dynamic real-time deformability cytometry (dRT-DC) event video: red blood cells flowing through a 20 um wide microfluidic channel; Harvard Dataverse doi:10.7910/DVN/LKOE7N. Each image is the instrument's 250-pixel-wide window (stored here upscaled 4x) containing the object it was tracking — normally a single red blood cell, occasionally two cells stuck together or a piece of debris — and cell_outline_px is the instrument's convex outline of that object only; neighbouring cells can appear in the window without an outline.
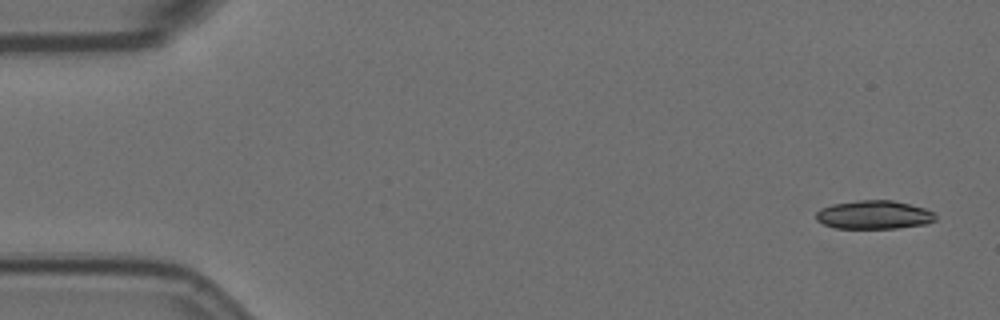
{"species": "Egyptian fruit bat (a non-hibernating species)", "species_latin": "Rousettus aegyptiacus", "temperature_condition": "room temperature", "stored_images_in_passage": 55, "camera_frame_rate_fps": 3000, "um_per_image_px": 0.085, "animal": {"sex": "female"}, "frame": {"image": 1, "passage_image": 1, "time_ms": 0.0, "image_size_px": [1000, 320], "cell_outline_px": [[936, 220], [924, 224], [896, 228], [836, 228], [824, 224], [816, 220], [816, 212], [820, 208], [832, 204], [856, 200], [892, 200], [924, 208], [932, 212], [936, 216]], "centroid_in_image_um": [74.25, 18.25], "position_along_channel_um": 10.7, "area_um2": 19.77}}
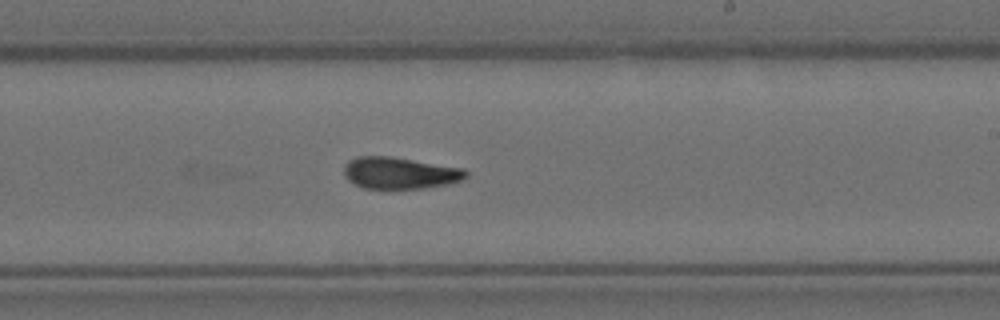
{"frame": {"image": 2, "passage_image": 32, "time_ms": 10.333, "image_size_px": [1000, 320], "cell_outline_px": [[468, 176], [464, 180], [448, 184], [424, 188], [364, 188], [352, 184], [348, 180], [344, 172], [344, 168], [348, 160], [356, 156], [392, 156], [464, 168], [468, 172]], "centroid_in_image_um": [34.01, 14.7], "position_along_channel_um": 255.0, "area_um2": 22.77}}
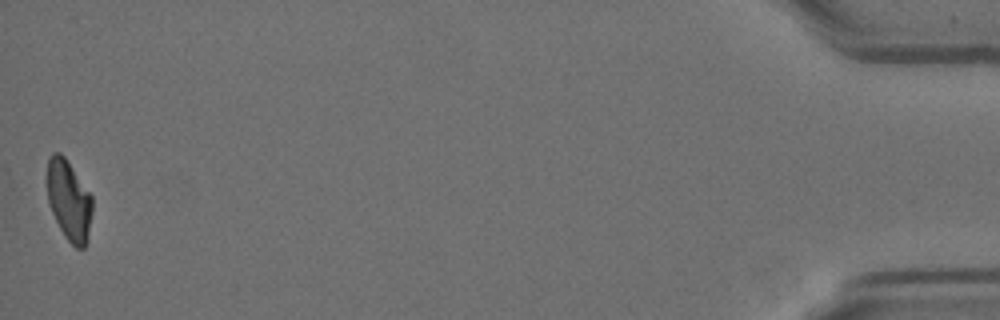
{"frame": {"image": 3, "passage_image": 55, "time_ms": 18.0, "image_size_px": [1000, 320], "cell_outline_px": [[92, 212], [88, 240], [84, 248], [76, 248], [64, 236], [48, 204], [48, 156], [52, 152], [60, 152], [64, 156], [92, 196]], "centroid_in_image_um": [5.87, 17.04], "position_along_channel_um": 429.3, "area_um2": 21.04}, "authors_computed_cell_mechanics": {"area_um2": 22.253, "velocity_mm_per_s": 3.5438, "shape_relaxation_time_tau1_ms": null, "shape_relaxation_time_tau2_ms": 4.4048, "deformation_change_tau1": null, "deformation_change_tau2": 0.1281}}